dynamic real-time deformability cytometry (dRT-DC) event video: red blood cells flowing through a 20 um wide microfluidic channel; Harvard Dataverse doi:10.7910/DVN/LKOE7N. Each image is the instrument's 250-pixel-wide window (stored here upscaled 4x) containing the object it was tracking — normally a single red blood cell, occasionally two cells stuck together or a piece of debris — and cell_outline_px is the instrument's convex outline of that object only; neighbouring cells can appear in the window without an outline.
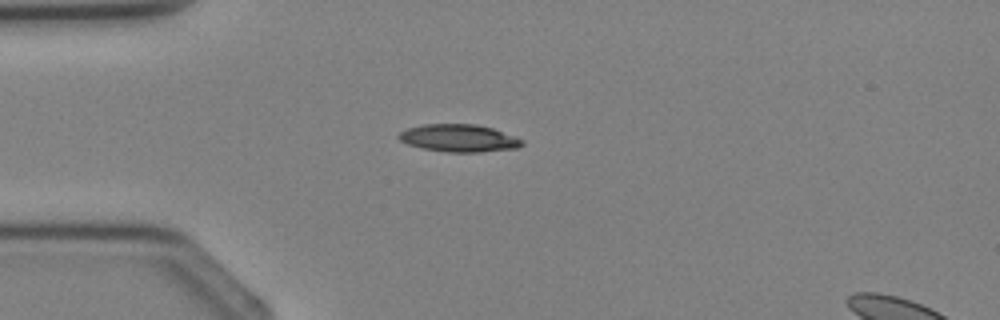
{"species": "Egyptian fruit bat (a non-hibernating species)", "species_latin": "Rousettus aegyptiacus", "temperature_condition": "cold", "stored_images_in_passage": 2, "segment_of_instrument_passage": [1, 2], "camera_frame_rate_fps": 3000, "um_per_image_px": 0.085, "animal": {"sex": "female"}, "frame": {"image": 1, "passage_image": 1, "time_ms": 0.0, "image_size_px": [1000, 320], "cell_outline_px": [[524, 144], [520, 148], [480, 152], [448, 152], [424, 148], [408, 144], [400, 140], [396, 136], [400, 132], [408, 128], [424, 124], [476, 124], [492, 128], [516, 136], [524, 140]], "centroid_in_image_um": [39.06, 11.74], "position_along_channel_um": 45.9, "area_um2": 19.83}}